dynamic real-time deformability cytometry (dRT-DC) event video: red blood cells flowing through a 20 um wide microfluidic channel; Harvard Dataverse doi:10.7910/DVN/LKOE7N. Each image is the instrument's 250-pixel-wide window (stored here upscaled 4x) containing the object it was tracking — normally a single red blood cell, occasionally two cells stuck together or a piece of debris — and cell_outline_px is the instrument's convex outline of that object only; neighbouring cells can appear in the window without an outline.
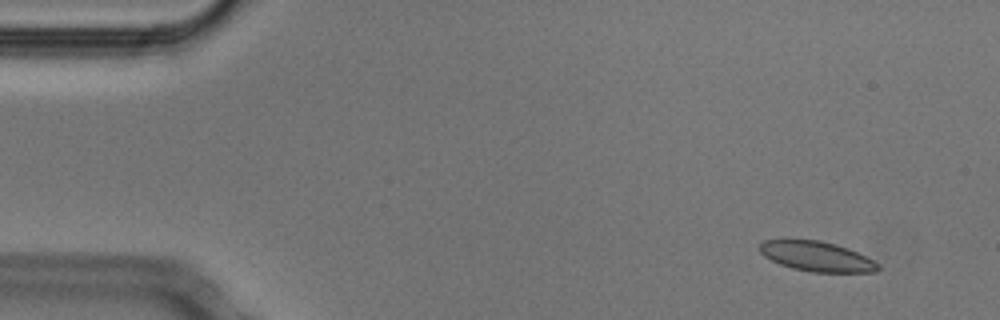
{"species": "Egyptian fruit bat (a non-hibernating species)", "species_latin": "Rousettus aegyptiacus", "temperature_condition": "cold", "stored_images_in_passage": 49, "camera_frame_rate_fps": 3000, "um_per_image_px": 0.085, "animal": {"sex": "male"}, "frame": {"image": 1, "passage_image": 1, "time_ms": 0.0, "image_size_px": [1000, 320], "cell_outline_px": [[880, 268], [876, 272], [812, 272], [792, 268], [780, 264], [764, 256], [760, 252], [760, 244], [764, 240], [820, 240], [836, 244], [848, 248], [880, 264]], "centroid_in_image_um": [69.43, 21.8], "position_along_channel_um": 15.6, "area_um2": 20.46}}
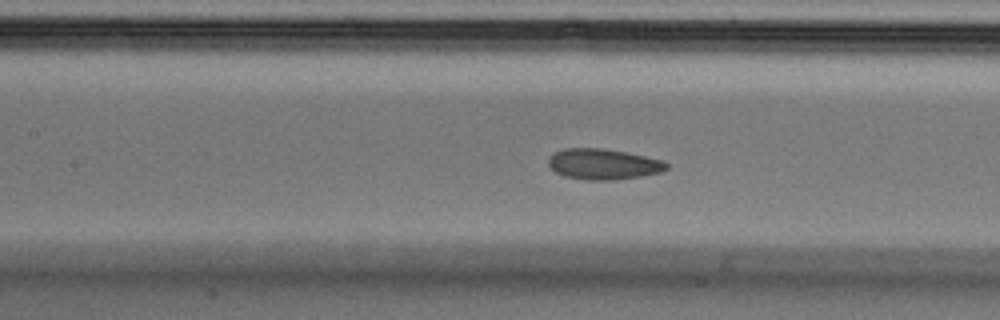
{"frame": {"image": 2, "passage_image": 20, "time_ms": 6.333, "image_size_px": [1000, 320], "cell_outline_px": [[668, 168], [660, 172], [640, 176], [612, 180], [588, 180], [564, 176], [556, 172], [548, 164], [548, 156], [552, 152], [564, 148], [604, 148], [664, 160], [668, 164]], "centroid_in_image_um": [51.24, 13.94], "position_along_channel_um": 156.2, "area_um2": 21.15}}
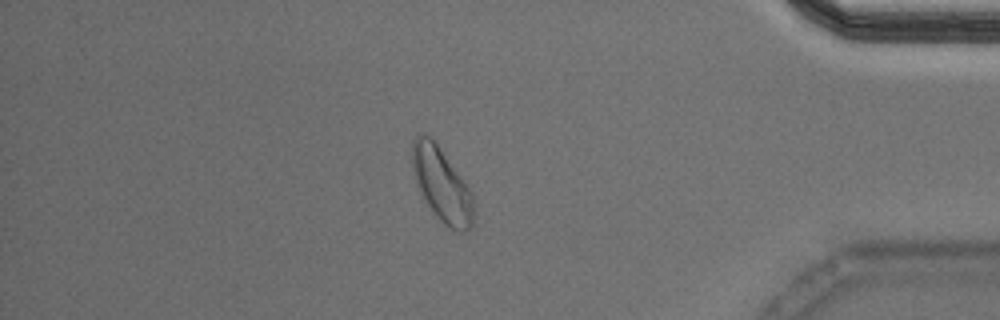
{"frame": {"image": 3, "passage_image": 42, "time_ms": 13.667, "image_size_px": [1000, 320], "cell_outline_px": [[476, 204], [472, 228], [468, 232], [456, 232], [444, 224], [436, 216], [428, 204], [420, 188], [412, 164], [412, 140], [420, 132], [424, 132], [432, 136], [472, 192]], "centroid_in_image_um": [37.61, 15.7], "position_along_channel_um": 397.6, "area_um2": 26.59}, "authors_computed_cell_mechanics": {"area_um2": 21.5016, "velocity_mm_per_s": 3.7676, "shape_relaxation_time_tau1_ms": 4.5936, "shape_relaxation_time_tau2_ms": 2.6002, "deformation_change_tau1": 0.0917, "deformation_change_tau2": 0.0563}}